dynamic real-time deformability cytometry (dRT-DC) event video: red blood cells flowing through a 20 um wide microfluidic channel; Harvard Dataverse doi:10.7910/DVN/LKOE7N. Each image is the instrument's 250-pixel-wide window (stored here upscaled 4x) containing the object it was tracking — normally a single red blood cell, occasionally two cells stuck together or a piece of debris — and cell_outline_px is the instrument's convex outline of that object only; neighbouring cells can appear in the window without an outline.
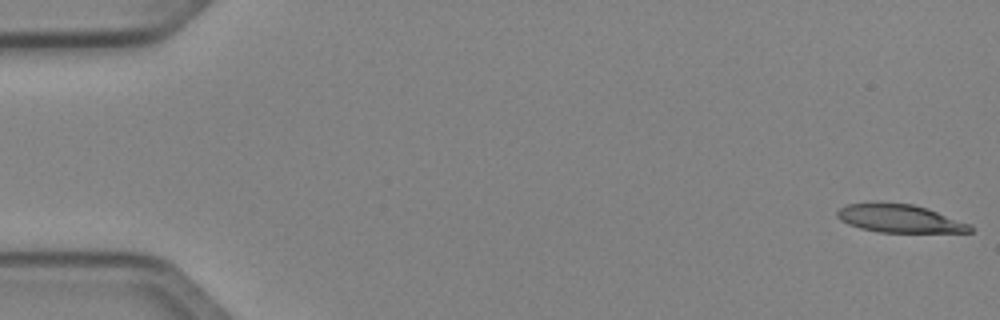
{"species": "Egyptian fruit bat (a non-hibernating species)", "species_latin": "Rousettus aegyptiacus", "temperature_condition": "cold", "stored_images_in_passage": 50, "camera_frame_rate_fps": 3000, "um_per_image_px": 0.085, "animal": {"sex": "female"}, "frame": {"image": 1, "passage_image": 1, "time_ms": 0.0, "image_size_px": [1000, 320], "cell_outline_px": [[976, 228], [972, 232], [880, 232], [860, 228], [848, 224], [840, 220], [836, 216], [836, 212], [840, 208], [848, 204], [876, 200], [912, 204], [928, 208], [972, 224]], "centroid_in_image_um": [76.47, 18.54], "position_along_channel_um": 8.5, "area_um2": 22.43}}
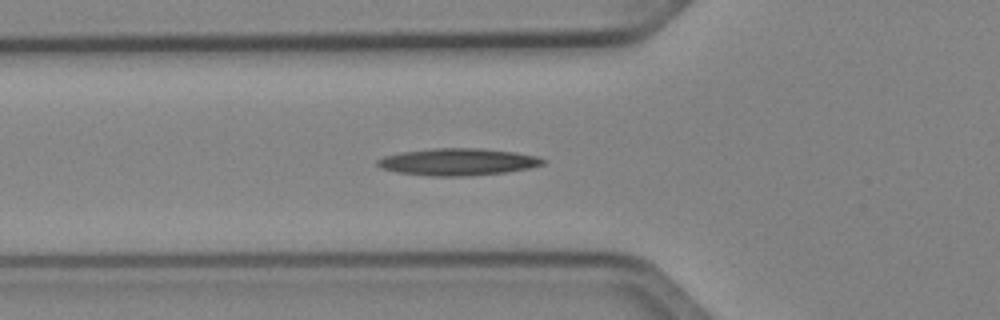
{"frame": {"image": 2, "passage_image": 18, "time_ms": 5.667, "image_size_px": [1000, 320], "cell_outline_px": [[548, 160], [544, 164], [528, 168], [504, 172], [464, 176], [428, 176], [396, 172], [380, 168], [376, 164], [376, 160], [384, 156], [400, 152], [432, 148], [480, 148], [516, 152], [536, 156]], "centroid_in_image_um": [38.88, 13.75], "position_along_channel_um": 86.9, "area_um2": 26.18}}
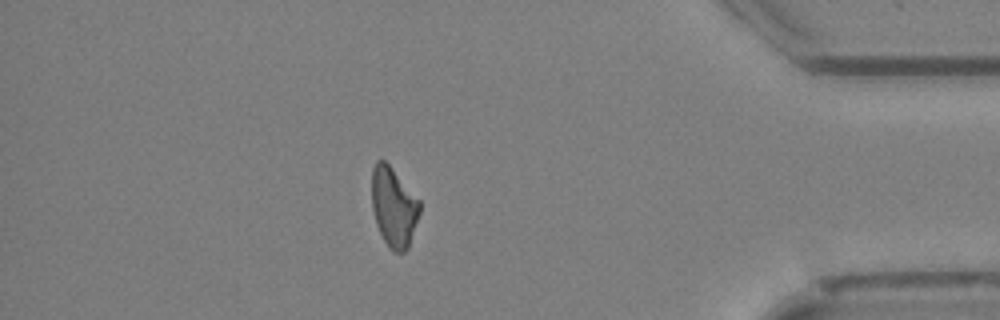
{"frame": {"image": 3, "passage_image": 44, "time_ms": 14.333, "image_size_px": [1000, 320], "cell_outline_px": [[420, 212], [408, 248], [404, 252], [392, 252], [388, 248], [376, 224], [372, 208], [372, 168], [376, 160], [384, 160], [392, 168], [420, 200]], "centroid_in_image_um": [33.46, 17.6], "position_along_channel_um": 401.7, "area_um2": 22.25}}